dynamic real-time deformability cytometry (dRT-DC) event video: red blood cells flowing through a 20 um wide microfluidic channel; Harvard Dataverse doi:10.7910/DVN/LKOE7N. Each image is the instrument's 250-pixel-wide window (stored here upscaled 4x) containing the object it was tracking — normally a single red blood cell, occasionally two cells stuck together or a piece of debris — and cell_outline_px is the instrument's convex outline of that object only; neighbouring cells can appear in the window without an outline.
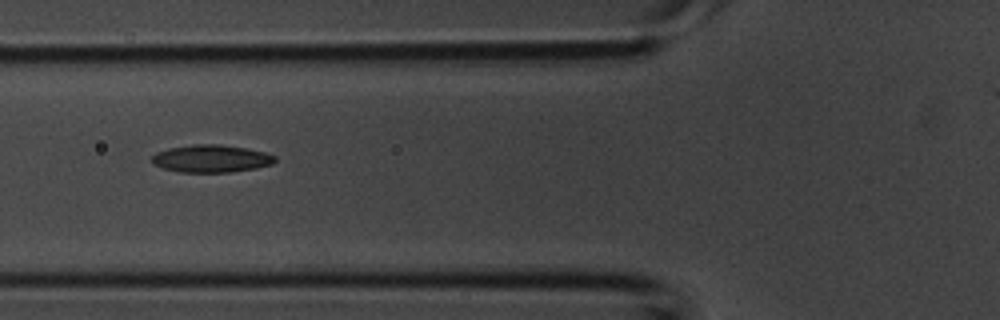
{"species": "common noctule bat (a hibernating species)", "species_latin": "Nyctalus noctula", "temperature_condition": "room temperature", "stored_images_in_passage": 3, "segment_of_instrument_passage": [1, 2], "camera_frame_rate_fps": 3000, "um_per_image_px": 0.085, "animal": {"sex": "male", "body_mass_g": 20.1, "forearm_length_mm": 53.5}, "frame": {"image": 1, "passage_image": 2, "time_ms": 0.333, "image_size_px": [1000, 320], "cell_outline_px": [[276, 160], [272, 164], [256, 168], [232, 172], [180, 172], [164, 168], [152, 164], [152, 156], [156, 152], [168, 148], [192, 144], [220, 144], [248, 148], [264, 152], [276, 156]], "centroid_in_image_um": [17.95, 13.47], "position_along_channel_um": 107.8, "area_um2": 19.88}}